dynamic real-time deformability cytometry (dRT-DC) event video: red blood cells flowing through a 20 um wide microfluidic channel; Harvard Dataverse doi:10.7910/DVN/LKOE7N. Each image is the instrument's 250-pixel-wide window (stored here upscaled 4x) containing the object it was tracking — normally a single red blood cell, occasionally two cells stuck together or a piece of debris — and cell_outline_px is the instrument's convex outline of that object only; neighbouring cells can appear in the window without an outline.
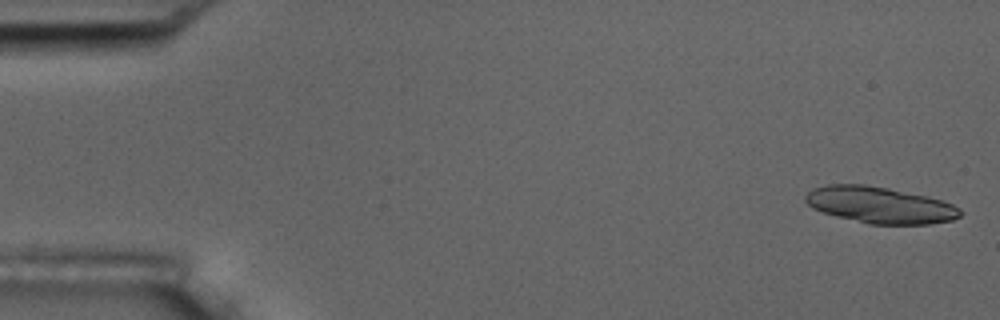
{"species": "common noctule bat (a hibernating species)", "species_latin": "Nyctalus noctula", "temperature_condition": "room temperature", "stored_images_in_passage": 5, "camera_frame_rate_fps": 3000, "um_per_image_px": 0.085, "animal": {"sex": "male", "body_mass_g": 17.5, "forearm_length_mm": 52.3}, "frame": {"image": 1, "passage_image": 1, "time_ms": 0.0, "image_size_px": [1000, 320], "cell_outline_px": [[964, 212], [960, 216], [952, 220], [928, 224], [868, 224], [836, 216], [812, 208], [804, 200], [804, 196], [812, 188], [828, 184], [864, 184], [888, 188], [928, 196], [952, 204], [960, 208]], "centroid_in_image_um": [74.78, 17.42], "position_along_channel_um": 10.2, "area_um2": 32.95}}